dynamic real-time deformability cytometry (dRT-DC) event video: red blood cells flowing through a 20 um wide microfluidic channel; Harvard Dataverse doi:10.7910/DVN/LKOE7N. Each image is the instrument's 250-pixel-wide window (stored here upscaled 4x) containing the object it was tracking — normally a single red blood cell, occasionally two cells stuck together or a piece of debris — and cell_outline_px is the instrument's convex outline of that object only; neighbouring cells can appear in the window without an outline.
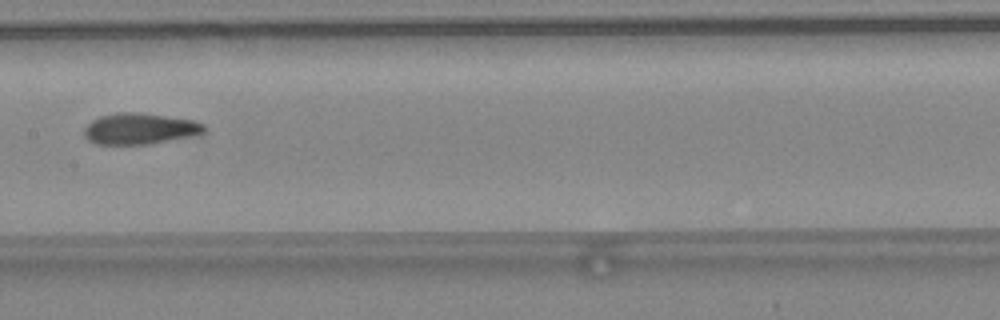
{"species": "common noctule bat (a hibernating species)", "species_latin": "Nyctalus noctula", "temperature_condition": "warm", "stored_images_in_passage": 5, "camera_frame_rate_fps": 3000, "um_per_image_px": 0.085, "animal": {"sex": "female", "body_mass_g": 24.6, "forearm_length_mm": 56.2}, "frame": {"image": 1, "passage_image": 5, "time_ms": 4.333, "image_size_px": [1000, 320], "cell_outline_px": [[204, 132], [188, 136], [148, 144], [96, 144], [88, 140], [84, 136], [84, 128], [92, 120], [100, 116], [116, 112], [132, 112], [164, 116], [192, 120], [204, 124]], "centroid_in_image_um": [11.8, 10.94], "position_along_channel_um": 195.6, "area_um2": 21.33}}